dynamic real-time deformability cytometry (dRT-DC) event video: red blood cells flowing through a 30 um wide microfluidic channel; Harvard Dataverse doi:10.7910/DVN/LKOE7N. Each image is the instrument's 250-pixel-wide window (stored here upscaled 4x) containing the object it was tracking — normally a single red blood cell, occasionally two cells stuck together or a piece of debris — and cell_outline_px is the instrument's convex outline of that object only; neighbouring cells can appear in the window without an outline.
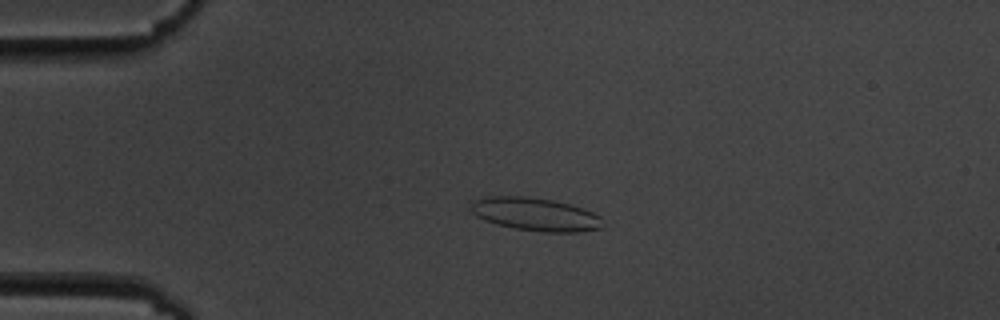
{"species": "common noctule bat (a hibernating species)", "species_latin": "Nyctalus noctula", "temperature_condition": "cold", "stored_images_in_passage": 5, "camera_frame_rate_fps": 3000, "um_per_image_px": 0.085, "animal": {"sex": "male", "body_mass_g": 19.5, "forearm_length_mm": 54.6}, "frame": {"image": 1, "passage_image": 4, "time_ms": 3.667, "image_size_px": [1000, 320], "cell_outline_px": [[600, 228], [580, 232], [540, 232], [512, 228], [484, 220], [476, 216], [468, 208], [472, 200], [484, 196], [528, 196], [552, 200], [584, 208], [600, 216]], "centroid_in_image_um": [45.43, 18.2], "position_along_channel_um": 39.6, "area_um2": 25.61}}